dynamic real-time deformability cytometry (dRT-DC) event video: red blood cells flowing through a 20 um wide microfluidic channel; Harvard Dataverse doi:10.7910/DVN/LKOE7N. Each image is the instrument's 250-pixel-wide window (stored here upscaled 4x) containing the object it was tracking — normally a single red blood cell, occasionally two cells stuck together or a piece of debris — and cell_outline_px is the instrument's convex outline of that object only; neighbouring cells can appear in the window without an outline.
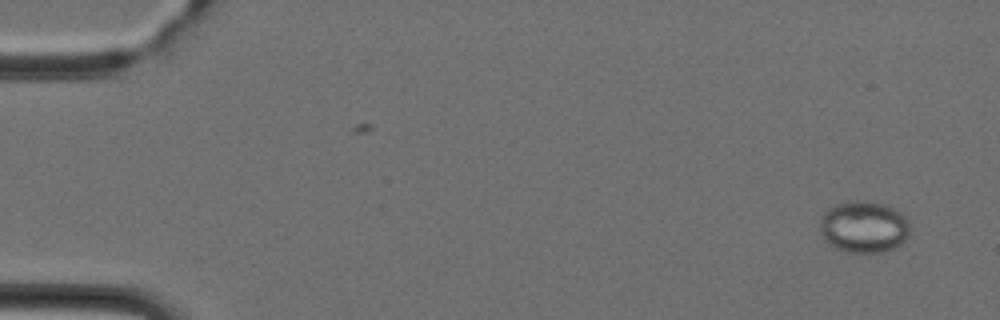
{"species": "Egyptian fruit bat (a non-hibernating species)", "species_latin": "Rousettus aegyptiacus", "temperature_condition": "cold", "stored_images_in_passage": 48, "camera_frame_rate_fps": 3000, "um_per_image_px": 0.085, "animal": {"sex": "female"}, "frame": {"image": 1, "passage_image": 2, "time_ms": 0.333, "image_size_px": [1000, 320], "cell_outline_px": [[908, 236], [900, 244], [884, 252], [844, 252], [836, 248], [820, 232], [820, 216], [828, 208], [836, 204], [856, 200], [880, 204], [892, 208], [900, 212], [908, 220]], "centroid_in_image_um": [73.4, 19.29], "position_along_channel_um": 11.6, "area_um2": 26.7}}
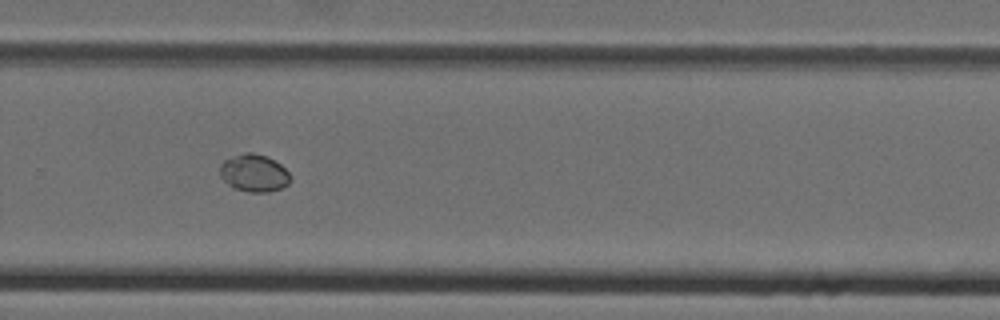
{"frame": {"image": 2, "passage_image": 32, "time_ms": 10.333, "image_size_px": [1000, 320], "cell_outline_px": [[288, 184], [280, 188], [268, 192], [248, 192], [232, 188], [220, 176], [220, 164], [224, 160], [244, 152], [252, 152], [268, 156], [280, 164], [288, 172]], "centroid_in_image_um": [21.55, 14.7], "position_along_channel_um": 308.2, "area_um2": 15.32}}
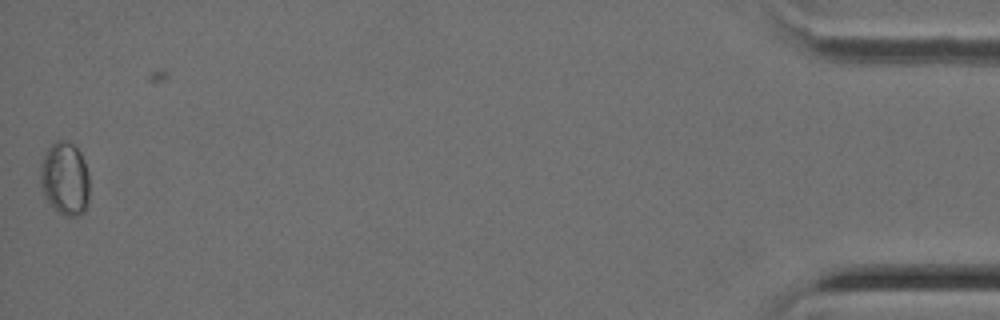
{"frame": {"image": 3, "passage_image": 47, "time_ms": 15.333, "image_size_px": [1000, 320], "cell_outline_px": [[88, 204], [84, 212], [76, 216], [64, 216], [44, 196], [40, 184], [40, 172], [44, 156], [48, 148], [56, 140], [64, 140], [72, 144], [80, 152], [84, 160], [88, 172]], "centroid_in_image_um": [5.53, 15.18], "position_along_channel_um": 429.7, "area_um2": 20.75}}